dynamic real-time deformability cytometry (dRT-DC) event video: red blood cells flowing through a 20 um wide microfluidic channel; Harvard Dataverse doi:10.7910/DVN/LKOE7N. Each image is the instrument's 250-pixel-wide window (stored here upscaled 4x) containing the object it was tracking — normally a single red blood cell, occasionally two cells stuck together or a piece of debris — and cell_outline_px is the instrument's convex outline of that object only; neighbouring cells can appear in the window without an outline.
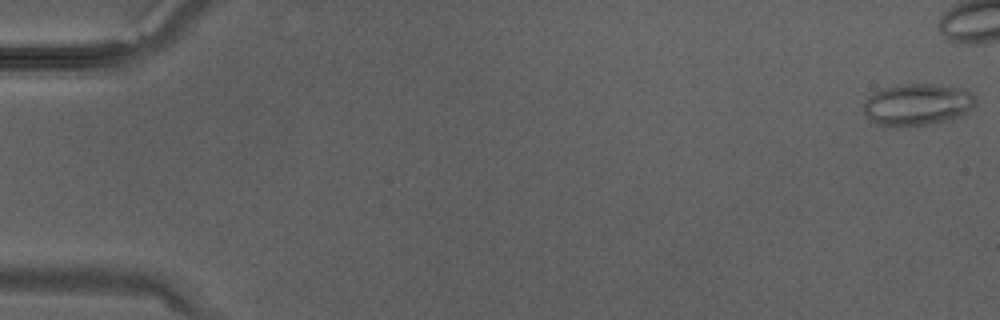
{"species": "Egyptian fruit bat (a non-hibernating species)", "species_latin": "Rousettus aegyptiacus", "temperature_condition": "warm", "stored_images_in_passage": 28, "camera_frame_rate_fps": 3000, "um_per_image_px": 0.085, "animal": {"sex": "male"}, "frame": {"image": 1, "passage_image": 1, "time_ms": 0.0, "image_size_px": [1000, 320], "cell_outline_px": [[976, 104], [968, 112], [960, 116], [944, 120], [924, 124], [896, 128], [876, 124], [864, 112], [864, 104], [868, 96], [884, 88], [900, 84], [928, 84], [964, 88], [972, 92], [976, 96]], "centroid_in_image_um": [78.0, 8.88], "position_along_channel_um": 7.0, "area_um2": 27.28}}